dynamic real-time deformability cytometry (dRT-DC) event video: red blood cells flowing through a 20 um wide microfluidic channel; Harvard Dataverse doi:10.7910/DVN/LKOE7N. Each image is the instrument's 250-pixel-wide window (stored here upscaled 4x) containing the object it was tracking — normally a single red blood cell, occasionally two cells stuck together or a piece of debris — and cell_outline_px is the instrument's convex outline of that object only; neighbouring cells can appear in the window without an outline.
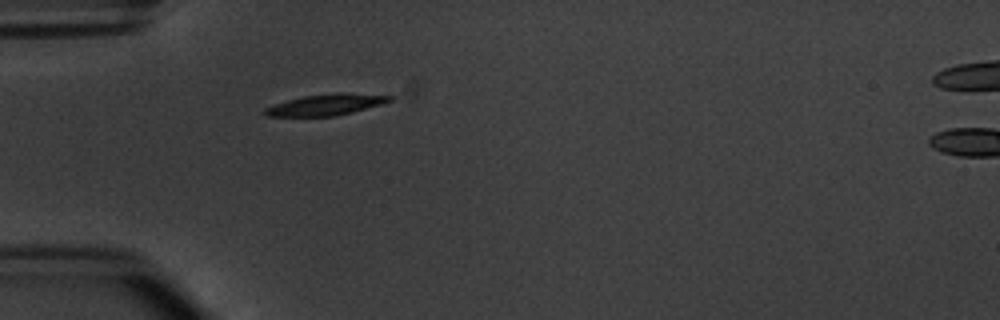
{"species": "common noctule bat (a hibernating species)", "species_latin": "Nyctalus noctula", "temperature_condition": "warm", "stored_images_in_passage": 2, "segment_of_instrument_passage": [1, 2], "camera_frame_rate_fps": 3000, "um_per_image_px": 0.085, "animal": {"sex": "male", "body_mass_g": 20.1, "forearm_length_mm": 53.5}, "frame": {"image": 1, "passage_image": 1, "time_ms": 0.0, "image_size_px": [1000, 320], "cell_outline_px": [[396, 96], [392, 100], [384, 104], [336, 116], [264, 116], [260, 112], [264, 108], [288, 100], [304, 96], [336, 92], [344, 92]], "centroid_in_image_um": [27.74, 8.89], "position_along_channel_um": 57.3, "area_um2": 15.61}}